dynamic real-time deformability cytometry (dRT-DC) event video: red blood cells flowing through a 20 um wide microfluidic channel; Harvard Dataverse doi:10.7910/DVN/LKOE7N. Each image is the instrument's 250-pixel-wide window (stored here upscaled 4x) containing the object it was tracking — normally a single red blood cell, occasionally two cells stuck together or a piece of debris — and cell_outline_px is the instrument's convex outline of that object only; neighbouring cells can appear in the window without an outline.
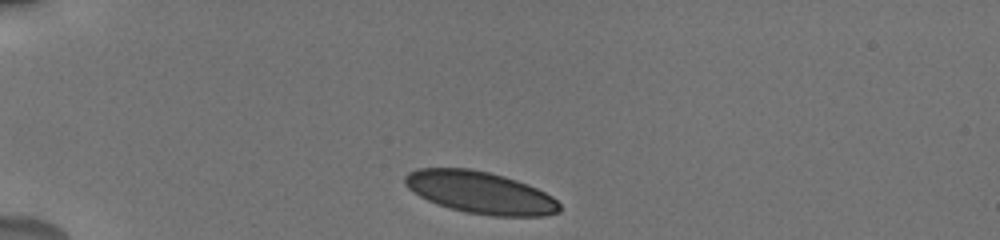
{"species": "human", "species_latin": "Homo sapiens", "temperature_condition": "cold", "stored_images_in_passage": 45, "camera_frame_rate_fps": 3000, "um_per_image_px": 0.085, "donor": {"sex": "male"}, "frame": {"image": 1, "passage_image": 1, "time_ms": 0.0, "image_size_px": [1000, 240], "cell_outline_px": [[560, 212], [544, 216], [492, 216], [464, 212], [448, 208], [436, 204], [412, 192], [404, 184], [404, 176], [408, 172], [420, 168], [468, 168], [488, 172], [504, 176], [528, 184], [552, 196], [560, 204]], "centroid_in_image_um": [40.8, 16.37], "position_along_channel_um": 44.2, "area_um2": 38.09}}
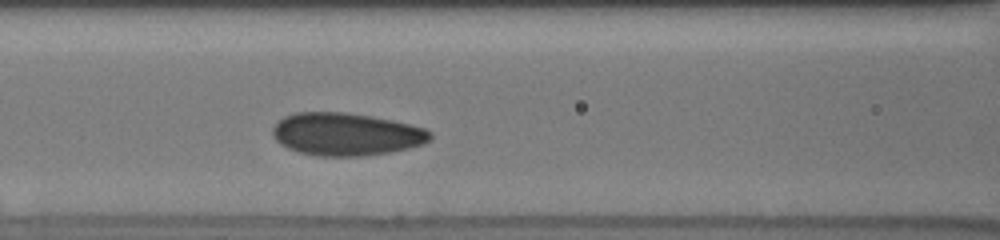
{"frame": {"image": 2, "passage_image": 10, "time_ms": 3.667, "image_size_px": [1000, 240], "cell_outline_px": [[432, 136], [424, 144], [408, 148], [388, 152], [364, 156], [316, 156], [300, 152], [288, 148], [280, 144], [272, 136], [272, 128], [284, 116], [296, 112], [344, 112], [372, 116], [412, 124], [424, 128], [432, 132]], "centroid_in_image_um": [29.42, 11.4], "position_along_channel_um": 137.2, "area_um2": 39.3}}
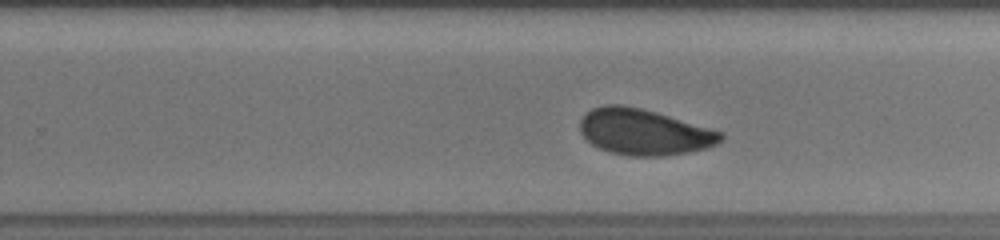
{"frame": {"image": 3, "passage_image": 21, "time_ms": 7.333, "image_size_px": [1000, 240], "cell_outline_px": [[724, 140], [708, 148], [688, 152], [664, 156], [628, 156], [608, 152], [592, 144], [580, 132], [580, 120], [592, 108], [604, 104], [620, 104], [640, 108], [656, 112], [724, 132]], "centroid_in_image_um": [54.76, 11.23], "position_along_channel_um": 275.0, "area_um2": 37.86}, "authors_computed_cell_mechanics": {"area_um2": 37.5122, "velocity_mm_per_s": 3.7745, "shape_relaxation_time_tau1_ms": 5.3442, "shape_relaxation_time_tau2_ms": 0.8711, "deformation_change_tau1": 0.105, "deformation_change_tau2": 0.0542}}